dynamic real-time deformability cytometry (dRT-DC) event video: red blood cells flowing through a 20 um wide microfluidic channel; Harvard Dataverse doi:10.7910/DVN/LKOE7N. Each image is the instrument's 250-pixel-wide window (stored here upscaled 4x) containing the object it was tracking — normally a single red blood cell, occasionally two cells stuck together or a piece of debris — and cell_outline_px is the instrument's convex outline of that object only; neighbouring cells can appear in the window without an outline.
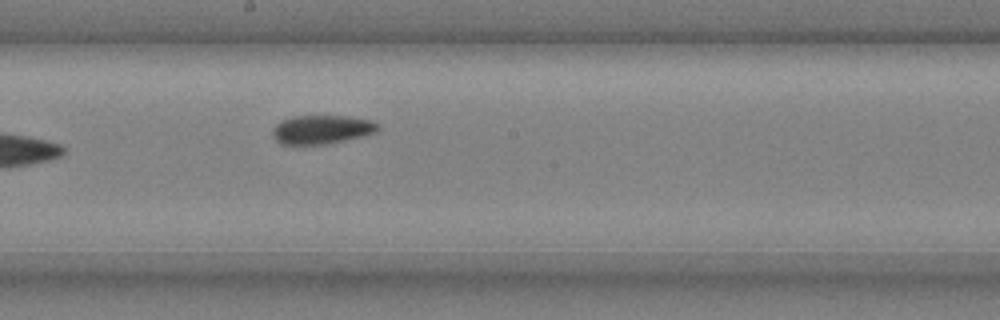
{"species": "common noctule bat (a hibernating species)", "species_latin": "Nyctalus noctula", "temperature_condition": "cold", "stored_images_in_passage": 8, "camera_frame_rate_fps": 3000, "um_per_image_px": 0.085, "animal": {"sex": "male", "body_mass_g": 20.4}, "frame": {"image": 1, "passage_image": 8, "time_ms": 2.333, "image_size_px": [1000, 320], "cell_outline_px": [[380, 128], [376, 132], [364, 136], [324, 144], [280, 144], [272, 136], [272, 128], [276, 124], [292, 116], [348, 116], [372, 120], [380, 124]], "centroid_in_image_um": [27.37, 11.0], "position_along_channel_um": 220.8, "area_um2": 17.74}}